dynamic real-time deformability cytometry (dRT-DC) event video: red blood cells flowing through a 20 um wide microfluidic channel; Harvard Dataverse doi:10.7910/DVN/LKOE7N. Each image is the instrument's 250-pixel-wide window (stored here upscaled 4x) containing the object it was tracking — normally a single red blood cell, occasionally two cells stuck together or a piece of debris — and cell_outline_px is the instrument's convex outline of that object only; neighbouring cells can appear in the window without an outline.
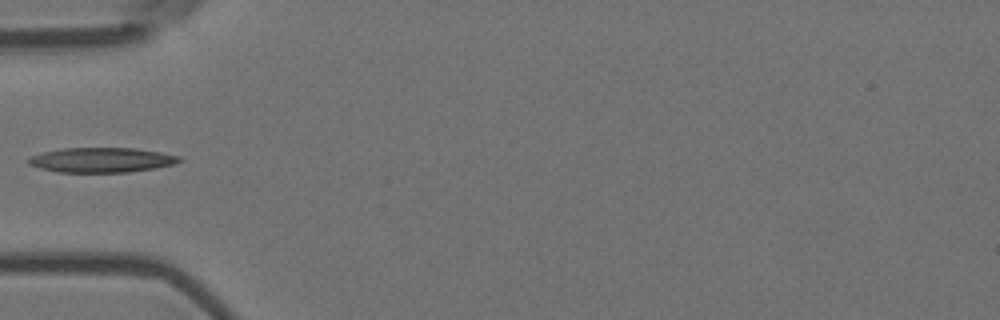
{"species": "Egyptian fruit bat (a non-hibernating species)", "species_latin": "Rousettus aegyptiacus", "temperature_condition": "room temperature", "stored_images_in_passage": 6, "camera_frame_rate_fps": 3000, "um_per_image_px": 0.085, "animal": {"sex": "female"}, "frame": {"image": 1, "passage_image": 5, "time_ms": 1.333, "image_size_px": [1000, 320], "cell_outline_px": [[184, 160], [172, 164], [156, 168], [128, 172], [56, 172], [40, 168], [28, 164], [28, 156], [40, 152], [64, 148], [132, 148], [160, 152], [180, 156]], "centroid_in_image_um": [8.6, 13.6], "position_along_channel_um": 76.4, "area_um2": 21.91}}